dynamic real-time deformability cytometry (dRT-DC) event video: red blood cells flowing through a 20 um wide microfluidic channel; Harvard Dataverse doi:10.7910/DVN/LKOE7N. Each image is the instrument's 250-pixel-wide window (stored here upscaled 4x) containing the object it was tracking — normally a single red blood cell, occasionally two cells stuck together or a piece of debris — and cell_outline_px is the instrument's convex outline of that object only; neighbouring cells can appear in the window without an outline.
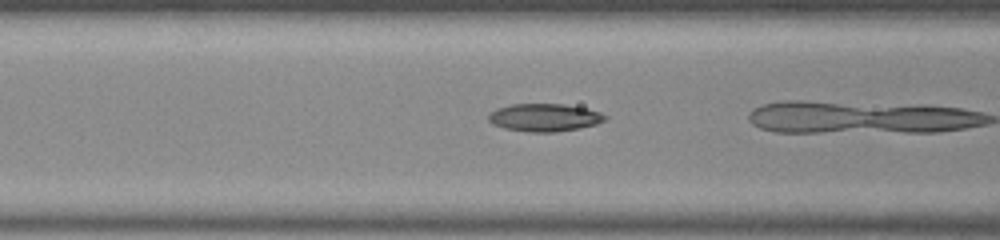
{"species": "common noctule bat (a hibernating species)", "species_latin": "Nyctalus noctula", "temperature_condition": "room temperature", "stored_images_in_passage": 13, "camera_frame_rate_fps": 3000, "um_per_image_px": 0.085, "animal": {"sex": "male", "body_mass_g": 20.0, "forearm_length_mm": 53.3}, "frame": {"image": 1, "passage_image": 11, "time_ms": 3.333, "image_size_px": [1000, 240], "cell_outline_px": [[608, 116], [604, 120], [596, 124], [580, 128], [556, 132], [528, 132], [504, 128], [492, 124], [488, 120], [488, 112], [496, 108], [512, 104], [564, 104], [584, 108], [600, 112]], "centroid_in_image_um": [46.24, 9.99], "position_along_channel_um": 120.4, "area_um2": 18.96}}